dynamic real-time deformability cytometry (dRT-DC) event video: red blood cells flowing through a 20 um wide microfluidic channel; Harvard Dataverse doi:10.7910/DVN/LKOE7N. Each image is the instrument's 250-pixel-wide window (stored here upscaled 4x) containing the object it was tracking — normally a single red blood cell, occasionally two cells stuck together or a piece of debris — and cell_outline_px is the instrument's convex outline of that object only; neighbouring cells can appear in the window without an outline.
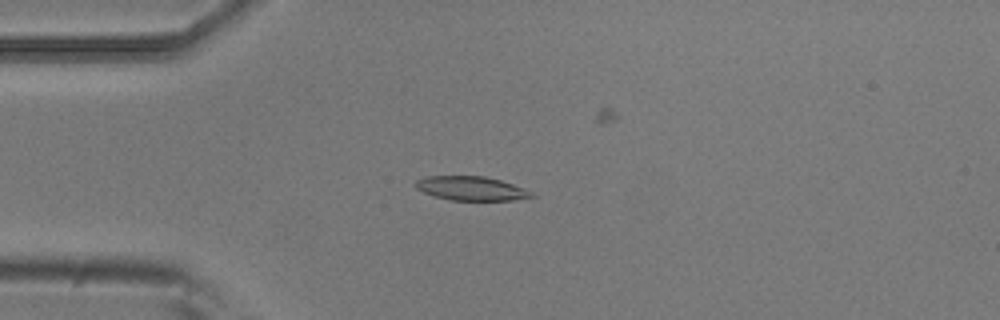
{"species": "common noctule bat (a hibernating species)", "species_latin": "Nyctalus noctula", "temperature_condition": "room temperature", "stored_images_in_passage": 5, "camera_frame_rate_fps": 3000, "um_per_image_px": 0.085, "animal": {"sex": "male", "body_mass_g": 20.5, "forearm_length_mm": 52.5}, "frame": {"image": 1, "passage_image": 1, "time_ms": 0.0, "image_size_px": [1000, 320], "cell_outline_px": [[536, 196], [512, 200], [452, 200], [436, 196], [424, 192], [416, 188], [416, 180], [428, 176], [484, 176], [500, 180], [512, 184], [532, 192]], "centroid_in_image_um": [40.06, 16.01], "position_along_channel_um": 44.9, "area_um2": 15.95}}
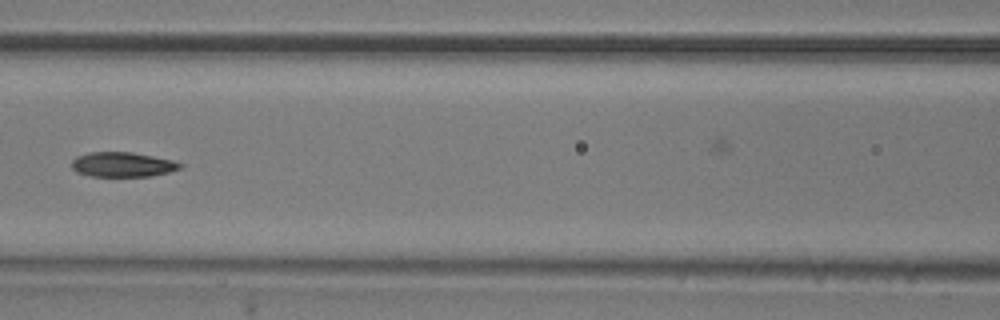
{"frame": {"image": 2, "passage_image": 4, "time_ms": 1.0, "image_size_px": [1000, 320], "cell_outline_px": [[184, 164], [180, 168], [168, 172], [152, 176], [92, 176], [76, 172], [72, 168], [72, 160], [76, 156], [88, 152], [132, 152], [172, 160]], "centroid_in_image_um": [10.39, 13.98], "position_along_channel_um": 156.2, "area_um2": 15.61}}
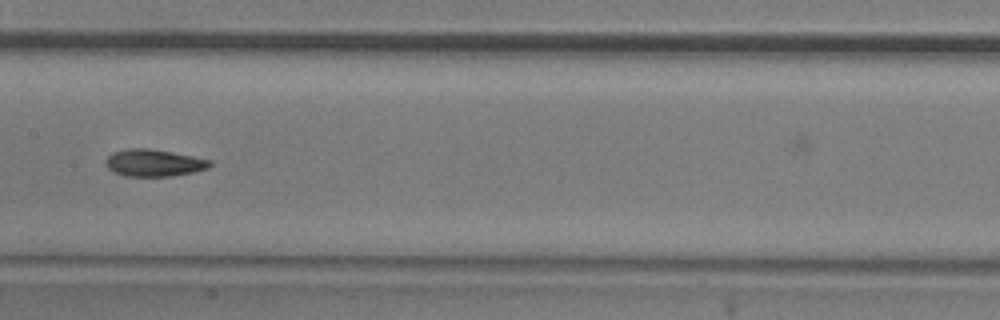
{"frame": {"image": 3, "passage_image": 5, "time_ms": 1.333, "image_size_px": [1000, 320], "cell_outline_px": [[212, 164], [208, 168], [192, 172], [172, 176], [124, 176], [112, 172], [104, 164], [104, 160], [112, 152], [128, 148], [148, 148], [172, 152], [212, 160]], "centroid_in_image_um": [13.03, 13.84], "position_along_channel_um": 194.4, "area_um2": 16.59}}